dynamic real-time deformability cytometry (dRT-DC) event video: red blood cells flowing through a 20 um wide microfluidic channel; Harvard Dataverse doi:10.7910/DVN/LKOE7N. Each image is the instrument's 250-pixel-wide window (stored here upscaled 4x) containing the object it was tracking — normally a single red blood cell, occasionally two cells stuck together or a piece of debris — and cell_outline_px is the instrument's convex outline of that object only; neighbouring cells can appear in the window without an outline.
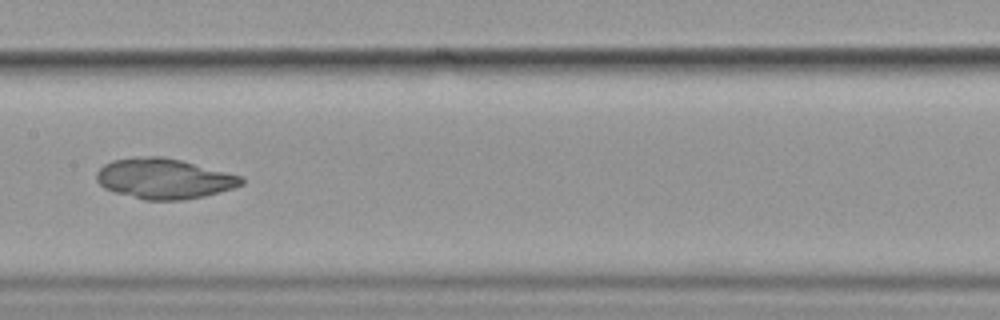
{"species": "common noctule bat (a hibernating species)", "species_latin": "Nyctalus noctula", "temperature_condition": "cold", "stored_images_in_passage": 11, "segment_of_instrument_passage": [1, 2], "camera_frame_rate_fps": 3000, "um_per_image_px": 0.085, "animal": {"sex": "female", "body_mass_g": 19.9}, "frame": {"image": 1, "passage_image": 7, "time_ms": 7.0, "image_size_px": [1000, 320], "cell_outline_px": [[244, 184], [232, 188], [204, 196], [180, 200], [144, 200], [116, 192], [104, 188], [96, 180], [96, 172], [104, 164], [112, 160], [136, 156], [160, 156], [180, 160], [244, 176]], "centroid_in_image_um": [13.94, 15.17], "position_along_channel_um": 193.5, "area_um2": 34.04}}
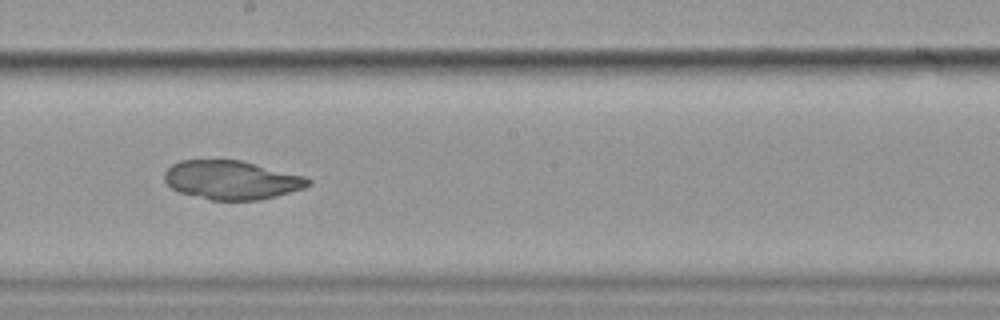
{"frame": {"image": 2, "passage_image": 8, "time_ms": 8.0, "image_size_px": [1000, 320], "cell_outline_px": [[312, 184], [304, 188], [276, 196], [260, 200], [212, 200], [180, 192], [172, 188], [164, 180], [164, 172], [172, 164], [180, 160], [240, 160], [304, 176], [312, 180]], "centroid_in_image_um": [19.69, 15.3], "position_along_channel_um": 228.5, "area_um2": 32.37}}
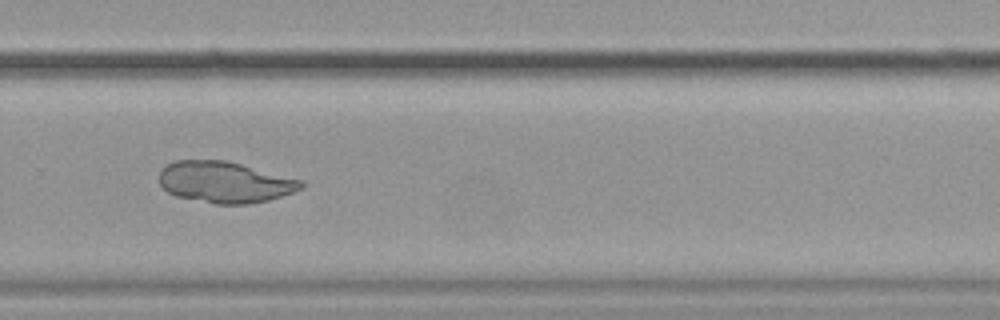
{"frame": {"image": 3, "passage_image": 10, "time_ms": 10.333, "image_size_px": [1000, 320], "cell_outline_px": [[304, 188], [268, 200], [248, 204], [216, 204], [176, 196], [168, 192], [160, 184], [160, 172], [168, 164], [176, 160], [224, 160], [304, 180]], "centroid_in_image_um": [19.13, 15.48], "position_along_channel_um": 310.7, "area_um2": 33.87}}